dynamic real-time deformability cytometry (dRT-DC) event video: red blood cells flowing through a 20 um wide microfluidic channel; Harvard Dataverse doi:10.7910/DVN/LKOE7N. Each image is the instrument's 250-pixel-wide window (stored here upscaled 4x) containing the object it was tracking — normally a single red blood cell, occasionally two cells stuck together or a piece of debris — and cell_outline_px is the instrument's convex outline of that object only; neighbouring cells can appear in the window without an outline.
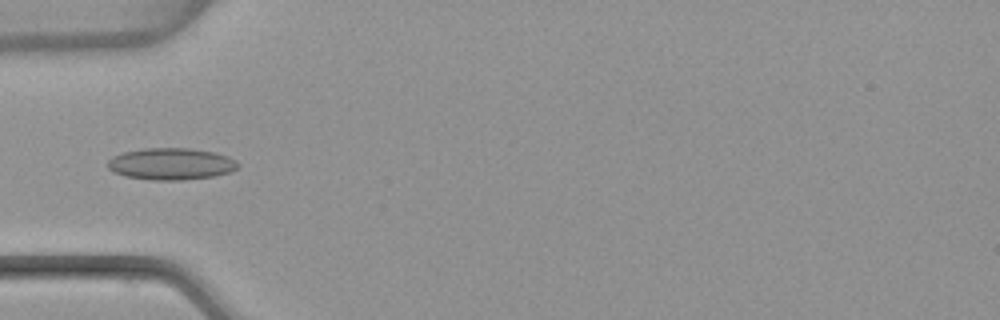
{"species": "common noctule bat (a hibernating species)", "species_latin": "Nyctalus noctula", "temperature_condition": "warm", "stored_images_in_passage": 37, "camera_frame_rate_fps": 3000, "um_per_image_px": 0.085, "animal": {"sex": "female", "body_mass_g": 22.7, "forearm_length_mm": 54.2}, "frame": {"image": 1, "passage_image": 1, "time_ms": 0.0, "image_size_px": [1000, 320], "cell_outline_px": [[240, 164], [232, 172], [216, 176], [184, 180], [152, 180], [124, 176], [112, 172], [108, 168], [108, 160], [112, 156], [124, 152], [144, 148], [188, 148], [216, 152], [228, 156], [236, 160]], "centroid_in_image_um": [14.56, 13.93], "position_along_channel_um": 70.4, "area_um2": 24.45}}
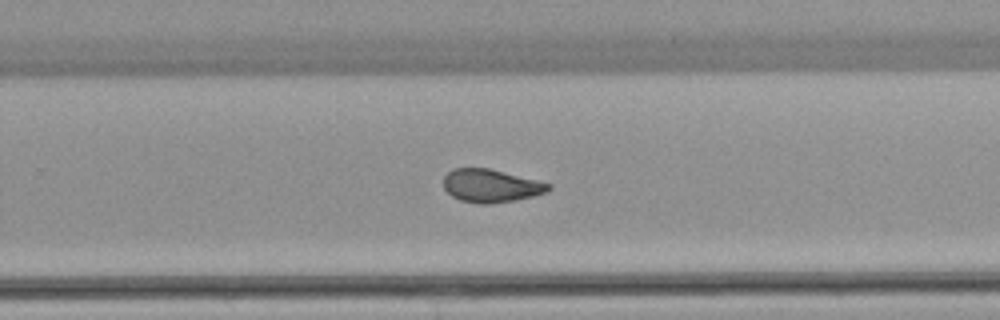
{"frame": {"image": 2, "passage_image": 18, "time_ms": 5.667, "image_size_px": [1000, 320], "cell_outline_px": [[552, 188], [548, 192], [532, 196], [492, 204], [476, 204], [460, 200], [452, 196], [444, 188], [444, 176], [452, 168], [488, 168], [552, 184]], "centroid_in_image_um": [41.72, 15.79], "position_along_channel_um": 288.1, "area_um2": 20.17}}
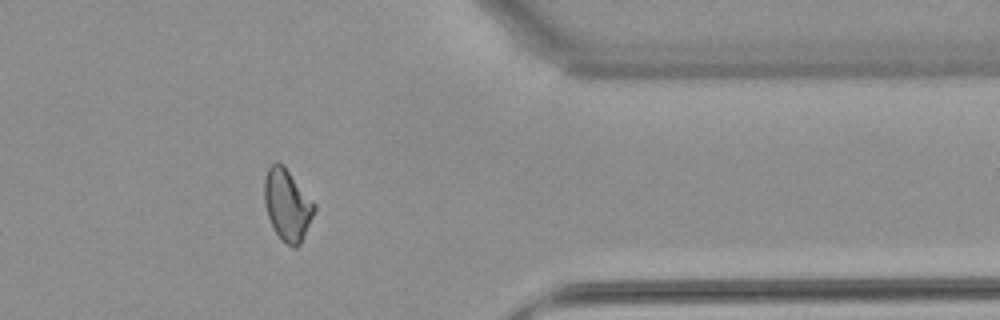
{"frame": {"image": 3, "passage_image": 27, "time_ms": 8.667, "image_size_px": [1000, 320], "cell_outline_px": [[316, 208], [300, 244], [296, 248], [292, 248], [280, 240], [268, 216], [264, 204], [264, 176], [268, 168], [276, 160], [280, 160], [284, 164], [316, 204]], "centroid_in_image_um": [24.41, 17.37], "position_along_channel_um": 387.0, "area_um2": 21.1}, "authors_computed_cell_mechanics": {"area_um2": 20.6924, "velocity_mm_per_s": 3.8357, "shape_relaxation_time_tau1_ms": null, "shape_relaxation_time_tau2_ms": 1.9629, "deformation_change_tau1": null, "deformation_change_tau2": 0.0698}}